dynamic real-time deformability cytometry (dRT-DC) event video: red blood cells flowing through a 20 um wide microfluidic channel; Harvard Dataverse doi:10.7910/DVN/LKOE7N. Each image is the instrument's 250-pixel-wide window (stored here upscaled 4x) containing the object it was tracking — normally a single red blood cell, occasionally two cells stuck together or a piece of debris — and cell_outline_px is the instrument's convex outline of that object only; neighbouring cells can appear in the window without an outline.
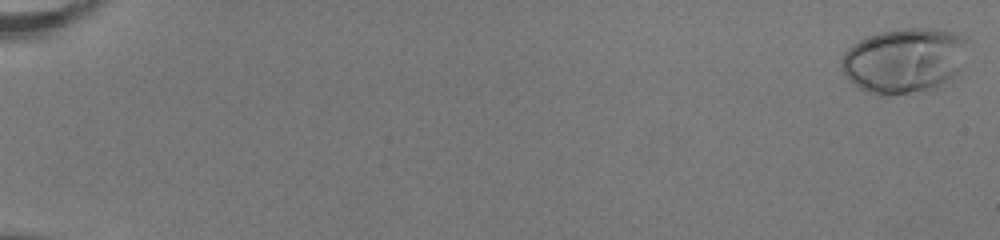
{"species": "human", "species_latin": "Homo sapiens", "temperature_condition": "room temperature", "stored_images_in_passage": 53, "camera_frame_rate_fps": 3000, "um_per_image_px": 0.085, "donor": {"sex": "female"}, "frame": {"image": 1, "passage_image": 1, "time_ms": 0.0, "image_size_px": [1000, 240], "cell_outline_px": [[964, 44], [956, 68], [936, 88], [888, 96], [880, 96], [868, 92], [856, 84], [840, 68], [840, 60], [844, 52], [848, 48], [860, 40], [884, 32], [904, 28], [936, 28], [948, 32], [964, 40]], "centroid_in_image_um": [76.71, 5.15], "position_along_channel_um": 8.3, "area_um2": 45.84}}
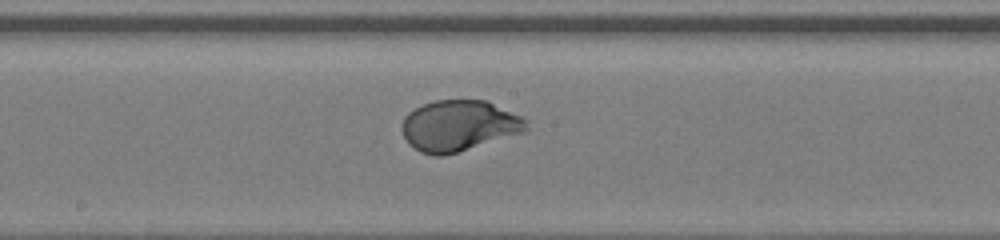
{"frame": {"image": 2, "passage_image": 31, "time_ms": 10.0, "image_size_px": [1000, 240], "cell_outline_px": [[528, 128], [524, 132], [444, 156], [432, 156], [420, 152], [408, 144], [400, 128], [404, 116], [408, 112], [424, 104], [436, 100], [484, 100], [520, 116], [528, 120]], "centroid_in_image_um": [38.97, 10.7], "position_along_channel_um": 209.2, "area_um2": 36.82}}
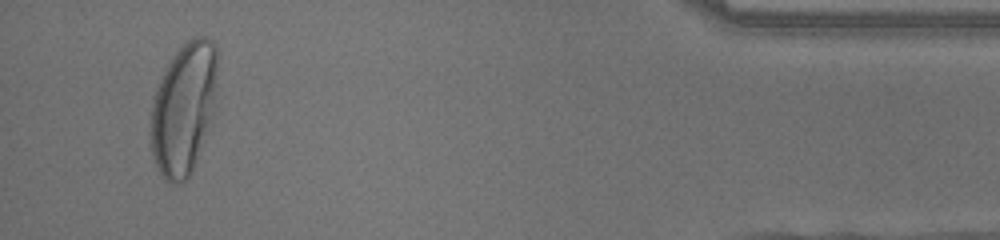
{"frame": {"image": 3, "passage_image": 51, "time_ms": 16.667, "image_size_px": [1000, 240], "cell_outline_px": [[216, 104], [192, 168], [188, 176], [184, 180], [176, 184], [172, 184], [164, 180], [156, 168], [152, 156], [152, 104], [160, 80], [168, 64], [176, 52], [188, 40], [196, 36], [204, 36], [212, 40], [216, 44]], "centroid_in_image_um": [15.62, 9.2], "position_along_channel_um": 419.6, "area_um2": 50.29}, "authors_computed_cell_mechanics": {"area_um2": 37.859, "velocity_mm_per_s": 4.0147, "shape_relaxation_time_tau1_ms": 3.0018, "shape_relaxation_time_tau2_ms": null, "deformation_change_tau1": 0.1974, "deformation_change_tau2": null}}